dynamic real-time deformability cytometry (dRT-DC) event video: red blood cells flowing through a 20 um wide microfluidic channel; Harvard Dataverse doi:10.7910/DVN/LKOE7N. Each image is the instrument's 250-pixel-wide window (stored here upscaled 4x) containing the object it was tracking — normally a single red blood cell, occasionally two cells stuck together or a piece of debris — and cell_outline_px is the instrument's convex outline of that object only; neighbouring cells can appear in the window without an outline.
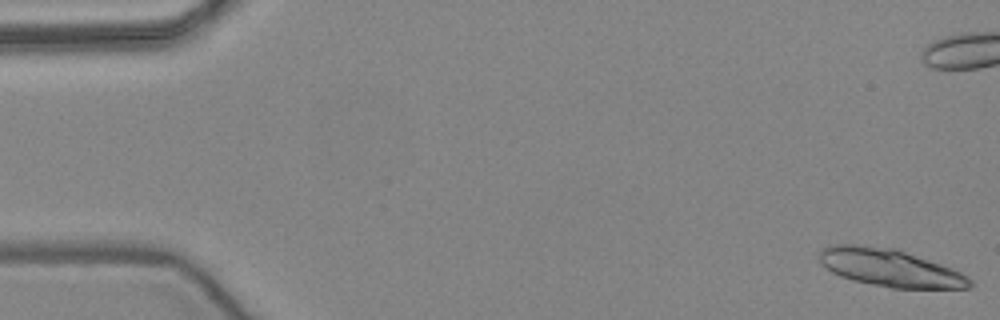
{"species": "common noctule bat (a hibernating species)", "species_latin": "Nyctalus noctula", "temperature_condition": "warm", "stored_images_in_passage": 52, "camera_frame_rate_fps": 3000, "um_per_image_px": 0.085, "animal": {"sex": "female", "body_mass_g": 24.6, "forearm_length_mm": 56.2}, "frame": {"image": 1, "passage_image": 1, "time_ms": 0.0, "image_size_px": [1000, 320], "cell_outline_px": [[972, 288], [892, 288], [852, 280], [840, 276], [832, 272], [820, 260], [820, 252], [828, 244], [856, 244], [896, 248], [952, 268], [968, 276], [972, 280]], "centroid_in_image_um": [75.67, 22.75], "position_along_channel_um": 9.3, "area_um2": 32.89}, "authors_computed_cell_mechanics": {"area_um2": 18.1492, "velocity_mm_per_s": 3.8923, "shape_relaxation_time_tau1_ms": 1.705, "shape_relaxation_time_tau2_ms": null, "deformation_change_tau1": 0.0773, "deformation_change_tau2": null}}